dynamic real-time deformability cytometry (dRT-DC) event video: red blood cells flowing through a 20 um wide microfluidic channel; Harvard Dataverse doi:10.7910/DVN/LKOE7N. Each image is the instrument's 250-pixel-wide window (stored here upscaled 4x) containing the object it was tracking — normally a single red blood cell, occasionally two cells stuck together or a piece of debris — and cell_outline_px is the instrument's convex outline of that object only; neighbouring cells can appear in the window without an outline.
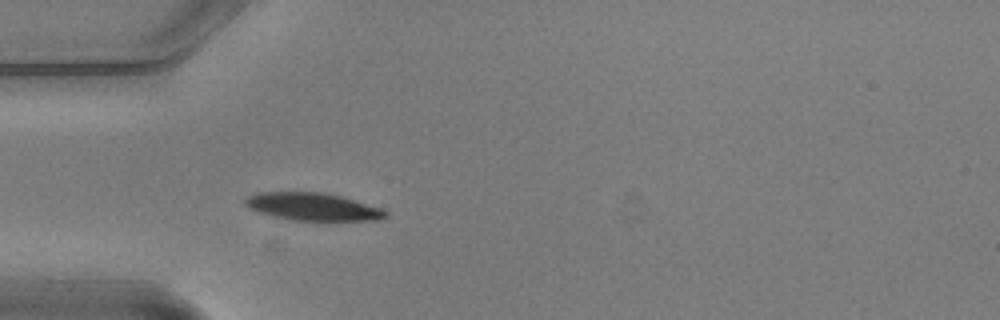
{"species": "common noctule bat (a hibernating species)", "species_latin": "Nyctalus noctula", "temperature_condition": "warm", "stored_images_in_passage": 3, "camera_frame_rate_fps": 3000, "um_per_image_px": 0.085, "animal": {"sex": "male", "body_mass_g": 20.5, "forearm_length_mm": 52.5}, "frame": {"image": 1, "passage_image": 3, "time_ms": 0.667, "image_size_px": [1000, 320], "cell_outline_px": [[388, 216], [376, 220], [292, 220], [272, 216], [260, 212], [244, 204], [244, 200], [248, 196], [256, 192], [320, 192], [340, 196], [380, 208], [388, 212]], "centroid_in_image_um": [26.56, 17.56], "position_along_channel_um": 58.4, "area_um2": 22.25}}